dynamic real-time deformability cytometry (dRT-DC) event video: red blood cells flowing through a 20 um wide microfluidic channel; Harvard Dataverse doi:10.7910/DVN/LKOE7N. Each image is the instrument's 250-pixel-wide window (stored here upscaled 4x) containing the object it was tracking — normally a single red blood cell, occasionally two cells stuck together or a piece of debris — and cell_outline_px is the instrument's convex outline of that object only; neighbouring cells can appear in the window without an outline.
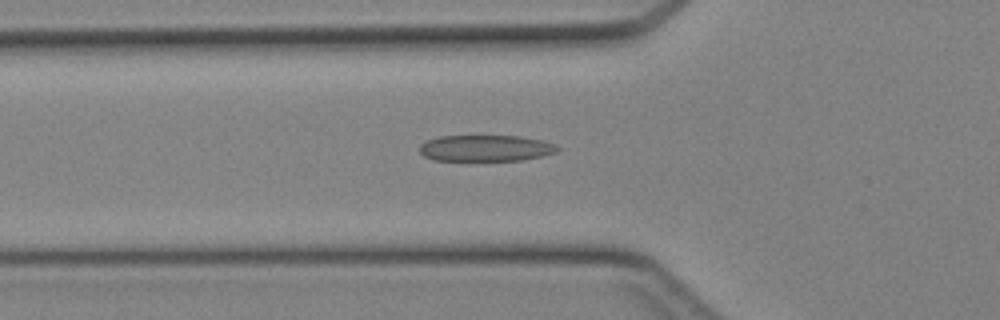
{"species": "Egyptian fruit bat (a non-hibernating species)", "species_latin": "Rousettus aegyptiacus", "temperature_condition": "cold", "stored_images_in_passage": 44, "camera_frame_rate_fps": 3000, "um_per_image_px": 0.085, "animal": {"sex": "female"}, "frame": {"image": 1, "passage_image": 16, "time_ms": 5.0, "image_size_px": [1000, 320], "cell_outline_px": [[560, 148], [556, 152], [540, 156], [520, 160], [436, 160], [424, 156], [420, 152], [420, 144], [424, 140], [440, 136], [520, 136], [544, 140], [556, 144]], "centroid_in_image_um": [41.28, 12.58], "position_along_channel_um": 84.5, "area_um2": 21.1}}
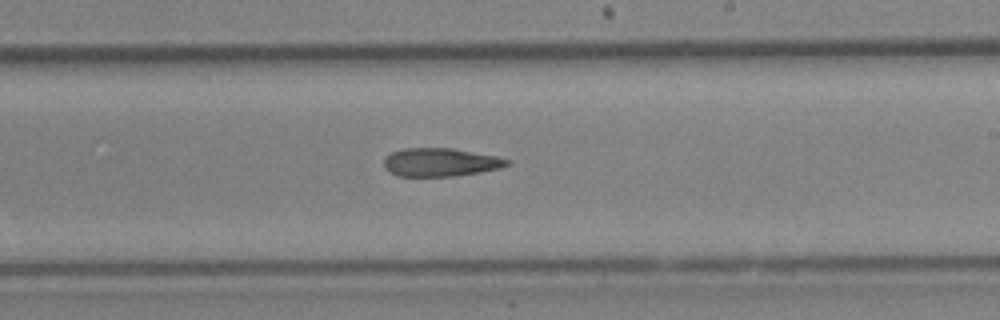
{"frame": {"image": 2, "passage_image": 27, "time_ms": 8.667, "image_size_px": [1000, 320], "cell_outline_px": [[512, 164], [500, 168], [480, 172], [452, 176], [396, 176], [388, 172], [384, 168], [384, 160], [392, 152], [404, 148], [452, 148], [496, 156], [512, 160]], "centroid_in_image_um": [37.45, 13.79], "position_along_channel_um": 251.5, "area_um2": 20.4}}
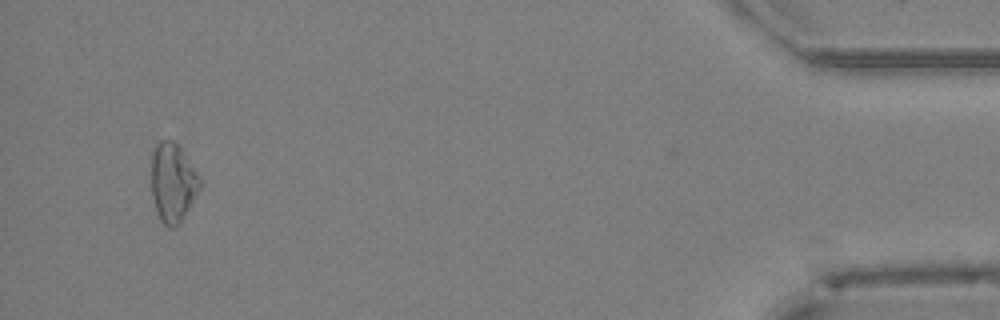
{"frame": {"image": 3, "passage_image": 43, "time_ms": 14.0, "image_size_px": [1000, 320], "cell_outline_px": [[200, 188], [180, 224], [172, 228], [168, 228], [160, 220], [156, 212], [152, 196], [152, 152], [156, 144], [160, 140], [172, 140], [180, 148], [200, 176]], "centroid_in_image_um": [14.68, 15.54], "position_along_channel_um": 420.5, "area_um2": 22.25}}